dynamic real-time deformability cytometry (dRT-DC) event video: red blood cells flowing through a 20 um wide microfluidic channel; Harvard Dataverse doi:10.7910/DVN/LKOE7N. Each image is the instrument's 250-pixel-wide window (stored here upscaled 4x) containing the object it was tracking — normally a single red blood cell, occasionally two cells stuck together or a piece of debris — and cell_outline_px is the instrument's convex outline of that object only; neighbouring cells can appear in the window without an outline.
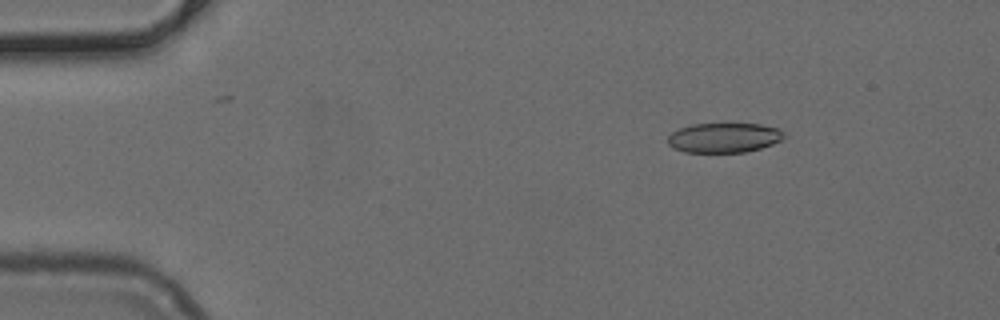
{"species": "common noctule bat (a hibernating species)", "species_latin": "Nyctalus noctula", "temperature_condition": "cold", "stored_images_in_passage": 48, "camera_frame_rate_fps": 3000, "um_per_image_px": 0.085, "animal": {"sex": "female", "body_mass_g": 24.6, "forearm_length_mm": 56.2}, "frame": {"image": 1, "passage_image": 5, "time_ms": 1.333, "image_size_px": [1000, 320], "cell_outline_px": [[788, 136], [772, 144], [760, 148], [744, 152], [684, 152], [672, 148], [668, 144], [668, 136], [672, 132], [680, 128], [692, 124], [760, 124], [780, 128]], "centroid_in_image_um": [61.56, 11.7], "position_along_channel_um": 23.4, "area_um2": 20.23}}
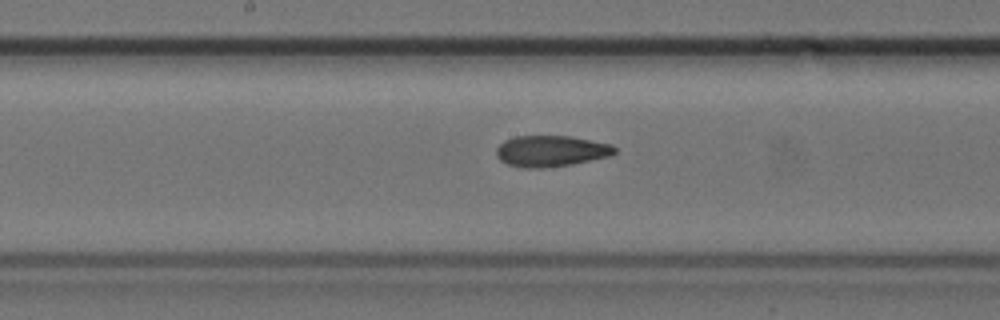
{"frame": {"image": 2, "passage_image": 24, "time_ms": 7.667, "image_size_px": [1000, 320], "cell_outline_px": [[616, 152], [608, 156], [572, 164], [544, 168], [524, 168], [508, 164], [500, 160], [496, 156], [496, 148], [504, 140], [516, 136], [568, 136], [612, 144], [616, 148]], "centroid_in_image_um": [46.8, 12.84], "position_along_channel_um": 201.4, "area_um2": 21.39}}
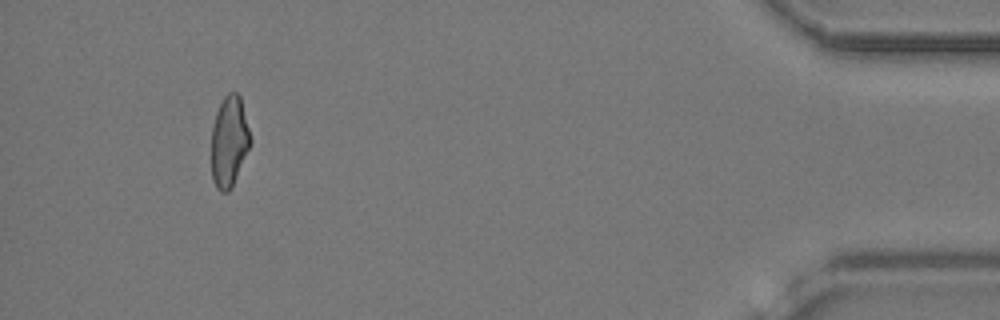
{"frame": {"image": 3, "passage_image": 45, "time_ms": 14.667, "image_size_px": [1000, 320], "cell_outline_px": [[252, 144], [232, 188], [228, 192], [220, 192], [216, 188], [212, 180], [212, 128], [216, 112], [224, 96], [228, 92], [236, 92], [240, 96], [252, 140]], "centroid_in_image_um": [19.5, 12.06], "position_along_channel_um": 415.7, "area_um2": 20.92}}